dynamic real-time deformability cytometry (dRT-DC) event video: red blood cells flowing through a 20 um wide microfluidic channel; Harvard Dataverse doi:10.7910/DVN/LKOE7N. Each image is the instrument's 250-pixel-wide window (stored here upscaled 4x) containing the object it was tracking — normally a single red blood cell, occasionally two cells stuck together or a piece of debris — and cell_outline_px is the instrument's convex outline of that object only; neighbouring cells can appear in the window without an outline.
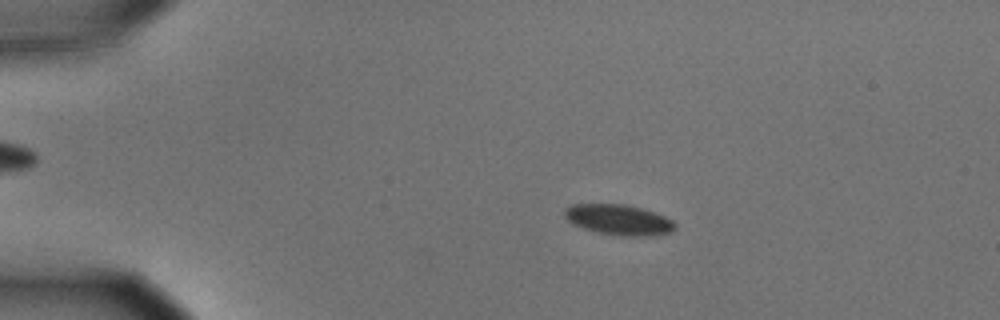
{"species": "common noctule bat (a hibernating species)", "species_latin": "Nyctalus noctula", "temperature_condition": "cold", "stored_images_in_passage": 56, "camera_frame_rate_fps": 3000, "um_per_image_px": 0.085, "animal": {"sex": "male", "body_mass_g": 15.6}, "frame": {"image": 1, "passage_image": 11, "time_ms": 3.333, "image_size_px": [1000, 320], "cell_outline_px": [[676, 228], [672, 232], [652, 236], [620, 236], [596, 232], [572, 224], [564, 216], [564, 208], [572, 204], [624, 204], [640, 208], [664, 216], [672, 220], [676, 224]], "centroid_in_image_um": [52.58, 18.69], "position_along_channel_um": 32.4, "area_um2": 19.71}}
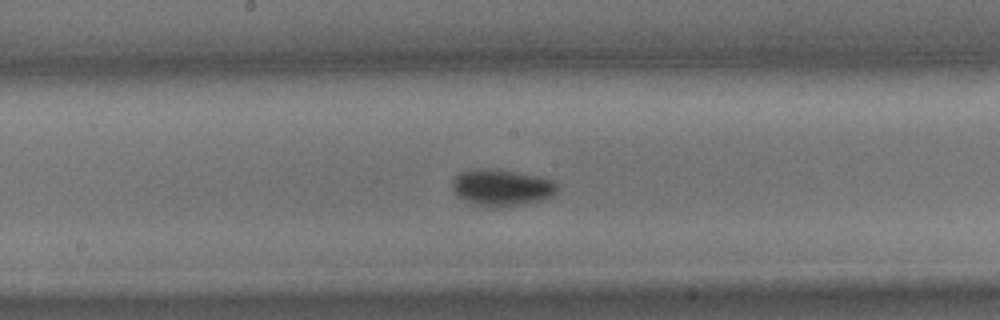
{"frame": {"image": 2, "passage_image": 30, "time_ms": 9.667, "image_size_px": [1000, 320], "cell_outline_px": [[556, 192], [552, 196], [544, 200], [524, 204], [496, 208], [484, 208], [472, 204], [460, 196], [452, 188], [452, 180], [460, 172], [512, 172], [536, 176], [552, 180], [556, 184]], "centroid_in_image_um": [42.68, 16.03], "position_along_channel_um": 205.5, "area_um2": 21.44}}
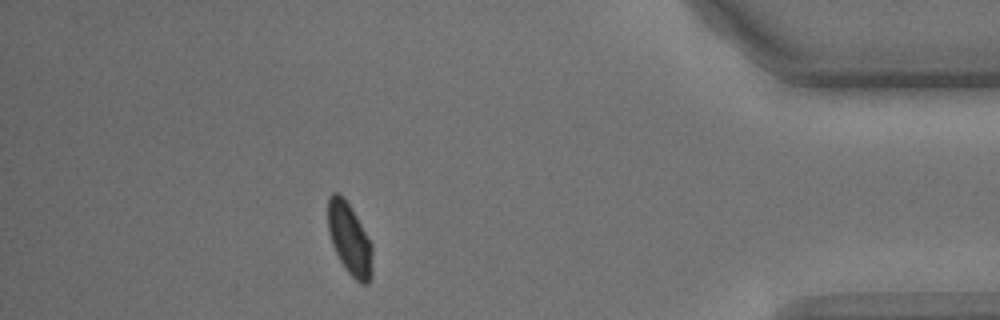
{"frame": {"image": 3, "passage_image": 50, "time_ms": 16.333, "image_size_px": [1000, 320], "cell_outline_px": [[372, 276], [368, 284], [360, 284], [348, 272], [340, 260], [332, 244], [328, 232], [328, 196], [332, 192], [336, 192], [344, 196], [372, 244]], "centroid_in_image_um": [29.71, 20.32], "position_along_channel_um": 405.5, "area_um2": 18.55}, "authors_computed_cell_mechanics": {"area_um2": 19.7676, "velocity_mm_per_s": 3.5908, "shape_relaxation_time_tau1_ms": 2.2234, "shape_relaxation_time_tau2_ms": null, "deformation_change_tau1": 0.0809, "deformation_change_tau2": null}}